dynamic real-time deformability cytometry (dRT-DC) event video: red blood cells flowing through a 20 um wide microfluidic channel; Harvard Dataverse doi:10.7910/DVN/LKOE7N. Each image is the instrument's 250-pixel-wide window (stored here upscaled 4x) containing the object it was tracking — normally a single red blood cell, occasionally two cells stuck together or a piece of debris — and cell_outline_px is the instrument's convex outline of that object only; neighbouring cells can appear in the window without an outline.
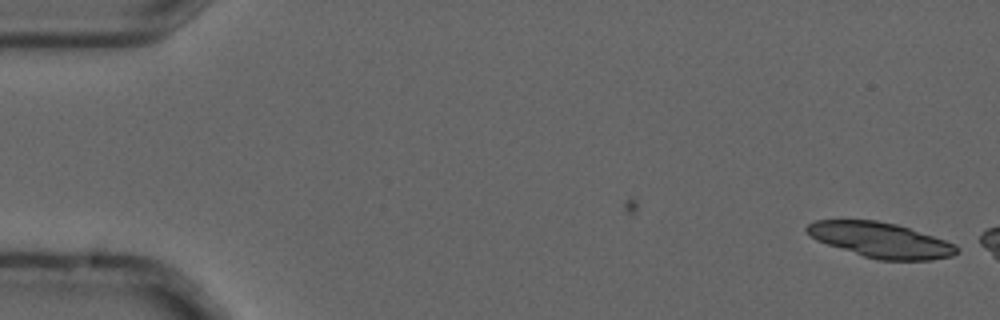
{"species": "common noctule bat (a hibernating species)", "species_latin": "Nyctalus noctula", "temperature_condition": "cold", "stored_images_in_passage": 3, "camera_frame_rate_fps": 3000, "um_per_image_px": 0.085, "animal": {"sex": "male", "forearm_length_mm": 52.5}, "frame": {"image": 1, "passage_image": 3, "time_ms": 0.667, "image_size_px": [1000, 320], "cell_outline_px": [[960, 252], [952, 256], [932, 260], [876, 260], [816, 240], [804, 232], [804, 228], [808, 224], [816, 220], [876, 220], [896, 224], [956, 244], [960, 248]], "centroid_in_image_um": [74.85, 20.41], "position_along_channel_um": 10.1, "area_um2": 30.63}}